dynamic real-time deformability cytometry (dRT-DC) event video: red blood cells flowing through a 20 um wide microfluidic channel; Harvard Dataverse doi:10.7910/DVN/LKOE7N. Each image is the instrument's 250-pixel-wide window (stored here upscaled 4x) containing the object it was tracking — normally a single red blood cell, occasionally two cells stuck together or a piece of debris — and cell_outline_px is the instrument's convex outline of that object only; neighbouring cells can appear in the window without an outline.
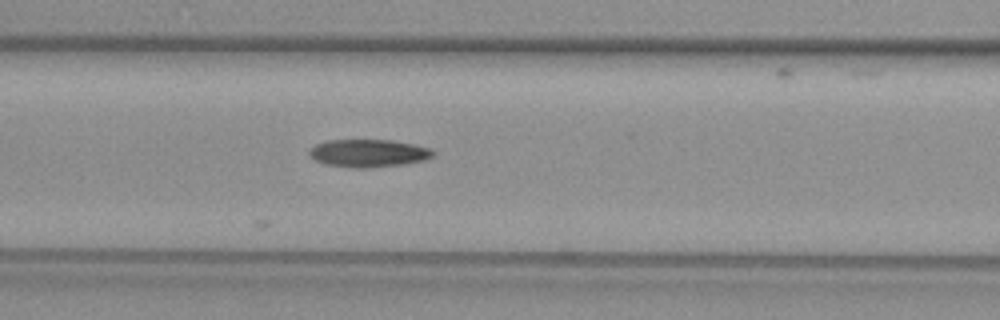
{"species": "common noctule bat (a hibernating species)", "species_latin": "Nyctalus noctula", "temperature_condition": "warm", "stored_images_in_passage": 21, "camera_frame_rate_fps": 3000, "um_per_image_px": 0.085, "animal": {"sex": "female", "body_mass_g": 29.2, "forearm_length_mm": 56.3}, "frame": {"image": 1, "passage_image": 7, "time_ms": 2.0, "image_size_px": [1000, 320], "cell_outline_px": [[436, 152], [432, 156], [424, 160], [404, 164], [368, 168], [352, 168], [324, 164], [308, 156], [308, 148], [316, 144], [328, 140], [392, 140], [432, 148]], "centroid_in_image_um": [31.29, 13.02], "position_along_channel_um": 135.3, "area_um2": 20.23}}
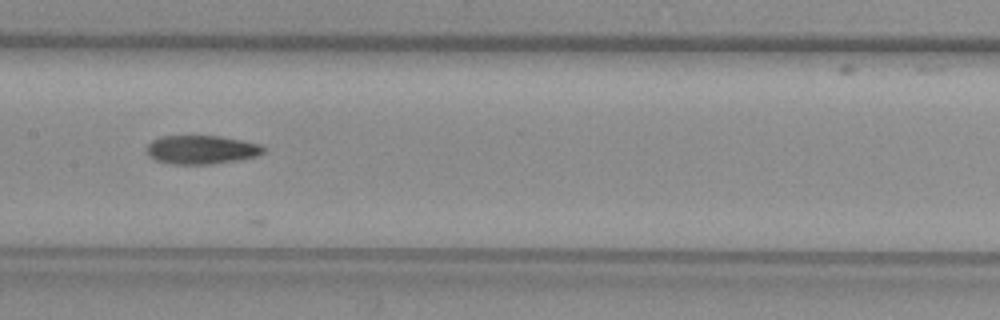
{"frame": {"image": 2, "passage_image": 11, "time_ms": 3.333, "image_size_px": [1000, 320], "cell_outline_px": [[264, 152], [256, 156], [236, 160], [208, 164], [168, 164], [156, 160], [148, 156], [144, 148], [152, 140], [160, 136], [216, 136], [240, 140], [260, 144], [264, 148]], "centroid_in_image_um": [17.04, 12.72], "position_along_channel_um": 190.4, "area_um2": 19.48}}
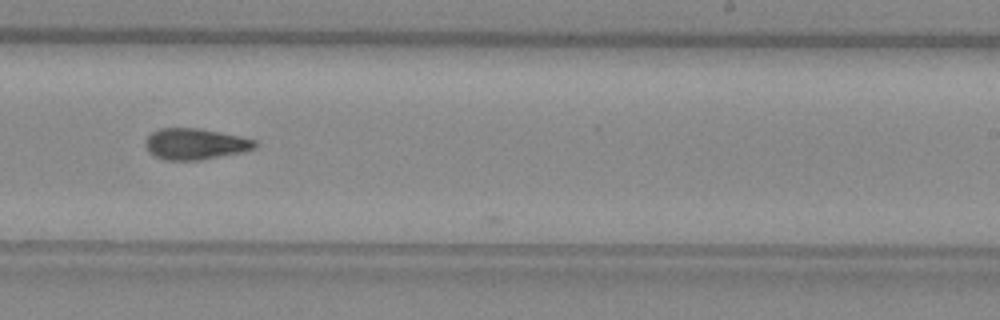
{"frame": {"image": 3, "passage_image": 17, "time_ms": 5.333, "image_size_px": [1000, 320], "cell_outline_px": [[256, 144], [252, 148], [240, 152], [200, 160], [164, 160], [148, 152], [144, 144], [144, 140], [152, 132], [160, 128], [196, 128], [240, 136], [256, 140]], "centroid_in_image_um": [16.52, 12.23], "position_along_channel_um": 272.5, "area_um2": 19.65}}